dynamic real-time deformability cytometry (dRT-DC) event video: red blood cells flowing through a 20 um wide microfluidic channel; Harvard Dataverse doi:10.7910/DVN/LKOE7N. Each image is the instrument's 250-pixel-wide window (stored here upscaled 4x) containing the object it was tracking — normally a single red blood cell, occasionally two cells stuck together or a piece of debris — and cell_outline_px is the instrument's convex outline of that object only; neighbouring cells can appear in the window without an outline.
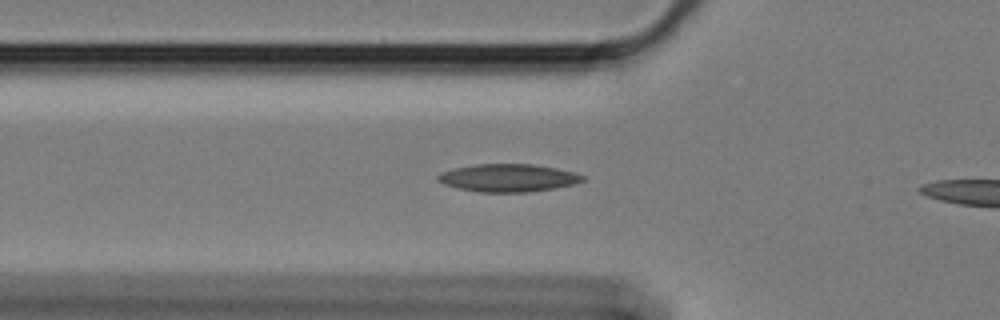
{"species": "Egyptian fruit bat (a non-hibernating species)", "species_latin": "Rousettus aegyptiacus", "temperature_condition": "cold", "stored_images_in_passage": 38, "camera_frame_rate_fps": 3000, "um_per_image_px": 0.085, "animal": {"sex": "female"}, "frame": {"image": 1, "passage_image": 6, "time_ms": 1.667, "image_size_px": [1000, 320], "cell_outline_px": [[588, 180], [576, 184], [556, 188], [528, 192], [476, 192], [456, 188], [444, 184], [436, 180], [436, 176], [440, 172], [456, 168], [476, 164], [532, 164], [556, 168], [588, 176]], "centroid_in_image_um": [43.23, 15.13], "position_along_channel_um": 82.6, "area_um2": 23.76}}
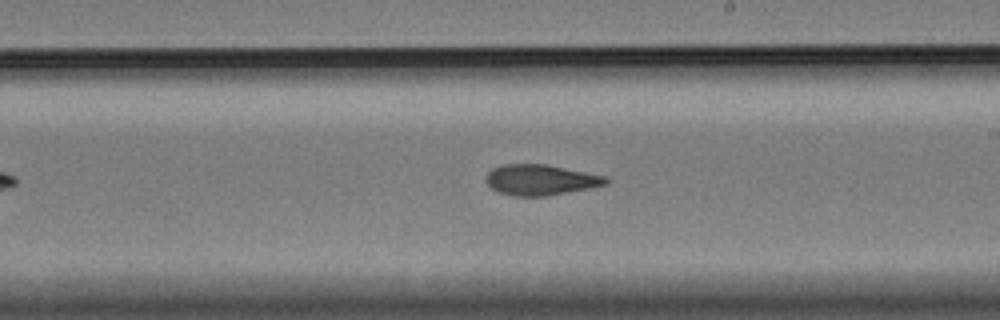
{"frame": {"image": 2, "passage_image": 20, "time_ms": 6.333, "image_size_px": [1000, 320], "cell_outline_px": [[612, 180], [608, 184], [588, 188], [544, 196], [512, 196], [496, 192], [484, 180], [488, 172], [492, 168], [500, 164], [544, 164], [608, 176]], "centroid_in_image_um": [45.94, 15.28], "position_along_channel_um": 243.1, "area_um2": 21.56}}
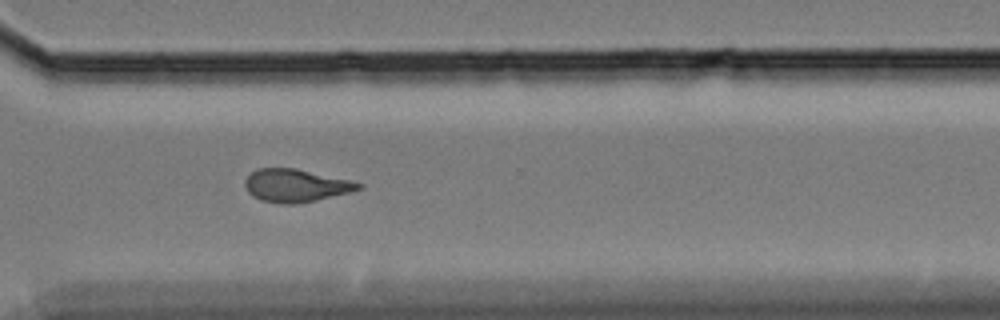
{"frame": {"image": 3, "passage_image": 29, "time_ms": 9.333, "image_size_px": [1000, 320], "cell_outline_px": [[364, 188], [352, 192], [316, 200], [296, 204], [280, 204], [260, 200], [252, 196], [248, 192], [244, 184], [244, 180], [256, 168], [296, 168], [348, 180], [364, 184]], "centroid_in_image_um": [25.13, 15.78], "position_along_channel_um": 345.5, "area_um2": 21.85}, "authors_computed_cell_mechanics": {"area_um2": 21.7039, "velocity_mm_per_s": 3.415, "shape_relaxation_time_tau1_ms": null, "shape_relaxation_time_tau2_ms": 5.6109, "deformation_change_tau1": null, "deformation_change_tau2": 0.1407}}